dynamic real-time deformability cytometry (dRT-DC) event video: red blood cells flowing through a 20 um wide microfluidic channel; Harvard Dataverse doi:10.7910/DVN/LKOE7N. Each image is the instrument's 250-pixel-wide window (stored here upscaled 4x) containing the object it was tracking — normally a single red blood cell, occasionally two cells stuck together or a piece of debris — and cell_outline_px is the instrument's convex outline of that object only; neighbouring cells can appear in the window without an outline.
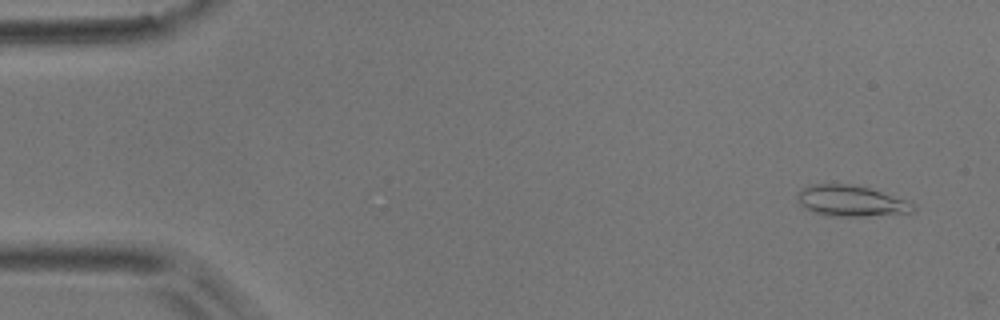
{"species": "common noctule bat (a hibernating species)", "species_latin": "Nyctalus noctula", "temperature_condition": "room temperature", "stored_images_in_passage": 3, "camera_frame_rate_fps": 3000, "um_per_image_px": 0.085, "animal": {"sex": "male", "body_mass_g": 17.9}, "frame": {"image": 1, "passage_image": 1, "time_ms": 0.0, "image_size_px": [1000, 320], "cell_outline_px": [[916, 212], [864, 216], [832, 216], [816, 212], [804, 208], [796, 200], [796, 192], [800, 188], [812, 184], [856, 184], [916, 204]], "centroid_in_image_um": [72.29, 17.07], "position_along_channel_um": 12.7, "area_um2": 20.87}}